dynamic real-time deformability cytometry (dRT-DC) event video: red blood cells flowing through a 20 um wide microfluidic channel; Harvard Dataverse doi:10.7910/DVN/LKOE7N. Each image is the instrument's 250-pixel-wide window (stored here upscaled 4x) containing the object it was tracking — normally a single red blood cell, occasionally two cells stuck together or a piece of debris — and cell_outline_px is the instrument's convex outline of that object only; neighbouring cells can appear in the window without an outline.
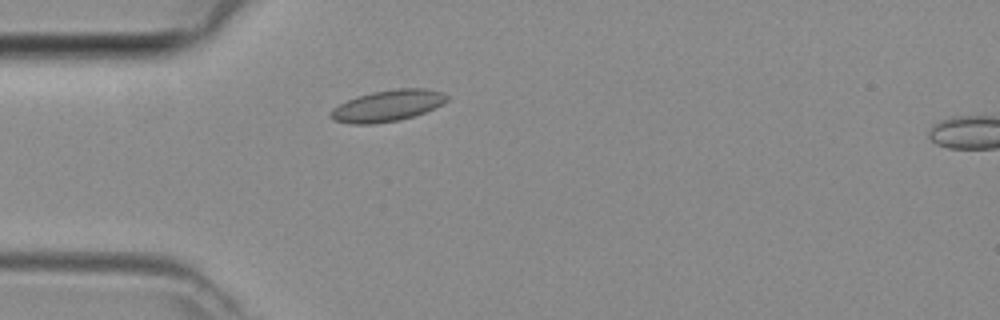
{"species": "common noctule bat (a hibernating species)", "species_latin": "Nyctalus noctula", "temperature_condition": "room temperature", "stored_images_in_passage": 35, "camera_frame_rate_fps": 3000, "um_per_image_px": 0.085, "animal": {"sex": "female", "body_mass_g": 29.2, "forearm_length_mm": 56.3}, "frame": {"image": 1, "passage_image": 1, "time_ms": 0.0, "image_size_px": [1000, 320], "cell_outline_px": [[448, 100], [424, 112], [400, 120], [372, 124], [352, 124], [332, 120], [328, 116], [328, 112], [332, 108], [356, 96], [372, 92], [396, 88], [424, 88], [444, 92], [448, 96]], "centroid_in_image_um": [32.89, 8.98], "position_along_channel_um": 52.1, "area_um2": 21.27}}
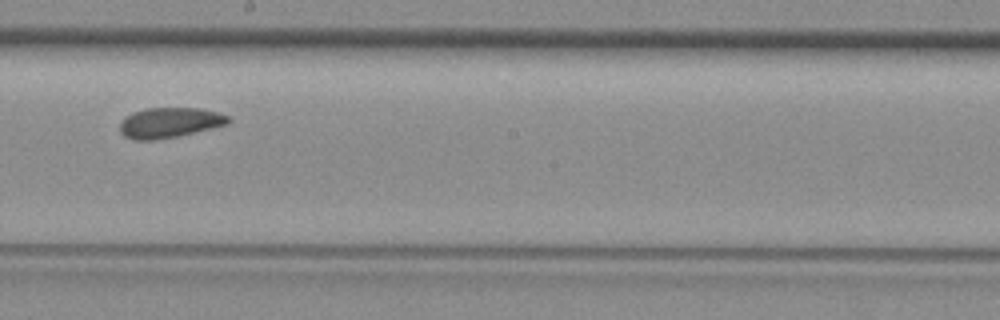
{"frame": {"image": 2, "passage_image": 14, "time_ms": 4.333, "image_size_px": [1000, 320], "cell_outline_px": [[232, 120], [228, 124], [176, 136], [156, 140], [136, 140], [124, 136], [120, 132], [120, 120], [124, 116], [132, 112], [144, 108], [204, 108], [220, 112], [228, 116]], "centroid_in_image_um": [14.4, 10.41], "position_along_channel_um": 233.8, "area_um2": 19.31}}
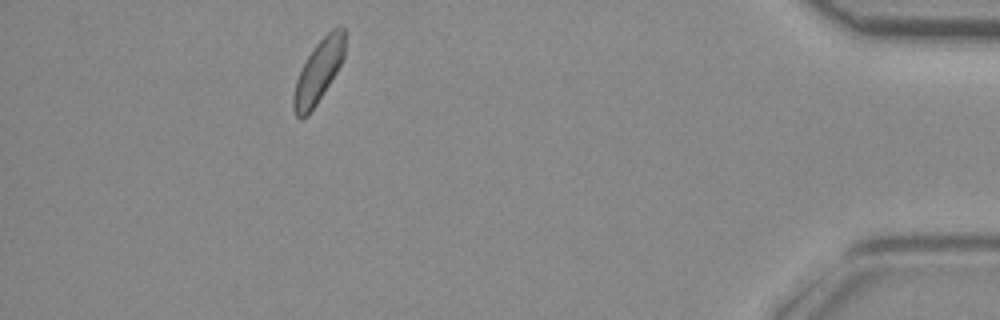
{"frame": {"image": 3, "passage_image": 30, "time_ms": 9.667, "image_size_px": [1000, 320], "cell_outline_px": [[344, 56], [336, 72], [316, 104], [308, 116], [296, 116], [292, 108], [292, 100], [296, 80], [308, 56], [316, 44], [332, 28], [340, 24], [344, 28]], "centroid_in_image_um": [27.06, 6.06], "position_along_channel_um": 408.1, "area_um2": 18.26}}